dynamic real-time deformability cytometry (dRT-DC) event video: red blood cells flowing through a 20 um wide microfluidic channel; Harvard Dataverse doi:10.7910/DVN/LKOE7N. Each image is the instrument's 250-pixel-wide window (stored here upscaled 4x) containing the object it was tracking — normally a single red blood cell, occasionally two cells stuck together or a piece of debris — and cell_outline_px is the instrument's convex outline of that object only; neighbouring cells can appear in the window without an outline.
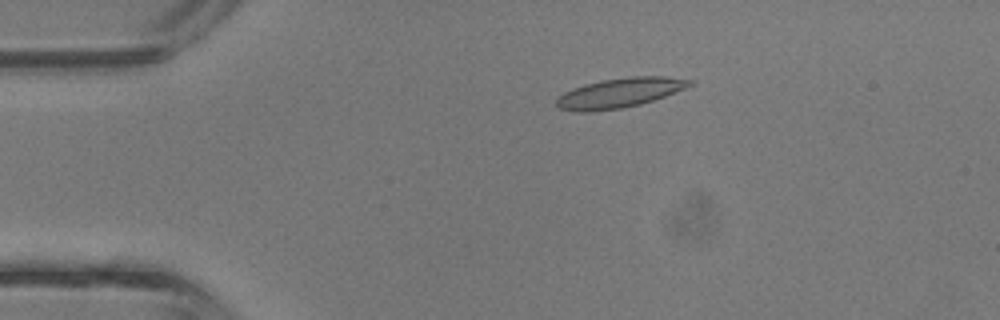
{"species": "common noctule bat (a hibernating species)", "species_latin": "Nyctalus noctula", "temperature_condition": "room temperature", "stored_images_in_passage": 4, "camera_frame_rate_fps": 3000, "um_per_image_px": 0.085, "animal": {"sex": "male", "body_mass_g": 13.3}, "frame": {"image": 1, "passage_image": 3, "time_ms": 0.667, "image_size_px": [1000, 320], "cell_outline_px": [[692, 84], [684, 88], [664, 96], [640, 104], [620, 108], [588, 112], [580, 112], [560, 108], [556, 104], [556, 100], [564, 92], [572, 88], [584, 84], [604, 80], [632, 76], [664, 76], [692, 80]], "centroid_in_image_um": [52.64, 7.89], "position_along_channel_um": 32.4, "area_um2": 22.6}}